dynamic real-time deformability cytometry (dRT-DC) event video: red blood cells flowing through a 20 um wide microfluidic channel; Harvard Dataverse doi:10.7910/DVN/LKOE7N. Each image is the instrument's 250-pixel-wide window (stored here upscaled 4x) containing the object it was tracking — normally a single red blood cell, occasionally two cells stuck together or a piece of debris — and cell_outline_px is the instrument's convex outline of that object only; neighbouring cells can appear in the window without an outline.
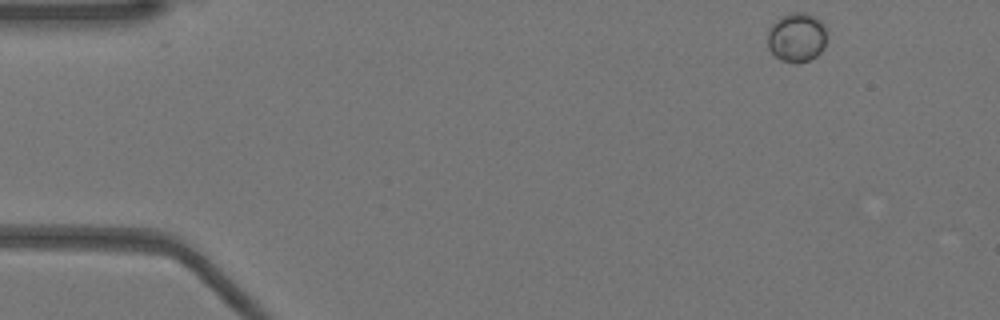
{"species": "Egyptian fruit bat (a non-hibernating species)", "species_latin": "Rousettus aegyptiacus", "temperature_condition": "warm", "stored_images_in_passage": 47, "camera_frame_rate_fps": 3000, "um_per_image_px": 0.085, "animal": {"sex": "female"}, "frame": {"image": 1, "passage_image": 1, "time_ms": 0.0, "image_size_px": [1000, 320], "cell_outline_px": [[828, 28], [824, 48], [816, 56], [808, 60], [780, 60], [768, 48], [768, 28], [780, 16], [788, 12], [808, 12], [816, 16]], "centroid_in_image_um": [67.75, 3.1], "position_along_channel_um": 17.3, "area_um2": 17.11}}
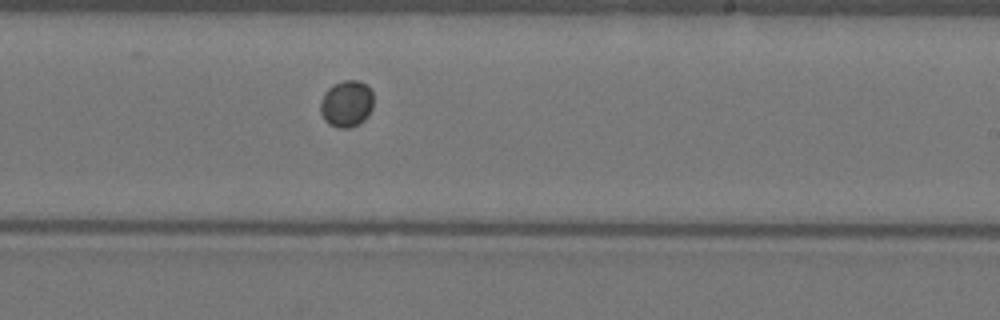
{"frame": {"image": 2, "passage_image": 27, "time_ms": 8.667, "image_size_px": [1000, 320], "cell_outline_px": [[372, 108], [368, 116], [364, 120], [348, 128], [340, 128], [328, 124], [324, 120], [320, 112], [320, 100], [324, 92], [332, 84], [344, 80], [360, 80], [372, 92]], "centroid_in_image_um": [29.42, 8.81], "position_along_channel_um": 259.6, "area_um2": 14.51}}
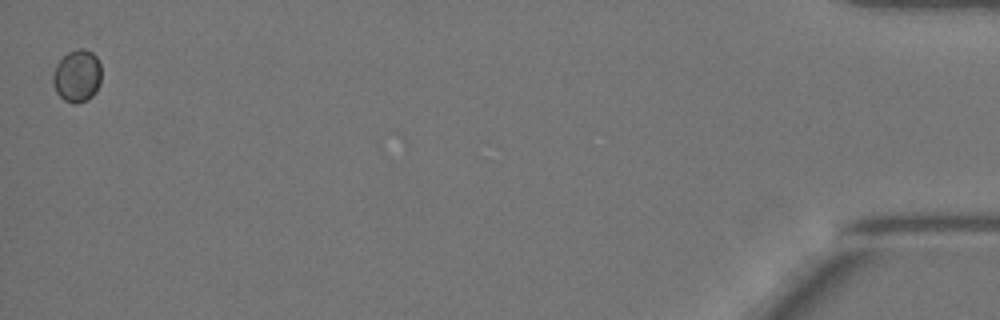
{"frame": {"image": 3, "passage_image": 47, "time_ms": 15.333, "image_size_px": [1000, 320], "cell_outline_px": [[100, 84], [96, 92], [88, 100], [76, 104], [72, 104], [64, 100], [56, 92], [52, 84], [52, 72], [56, 64], [68, 52], [80, 48], [84, 48], [92, 52], [96, 56], [100, 64]], "centroid_in_image_um": [6.54, 6.47], "position_along_channel_um": 428.7, "area_um2": 15.03}}